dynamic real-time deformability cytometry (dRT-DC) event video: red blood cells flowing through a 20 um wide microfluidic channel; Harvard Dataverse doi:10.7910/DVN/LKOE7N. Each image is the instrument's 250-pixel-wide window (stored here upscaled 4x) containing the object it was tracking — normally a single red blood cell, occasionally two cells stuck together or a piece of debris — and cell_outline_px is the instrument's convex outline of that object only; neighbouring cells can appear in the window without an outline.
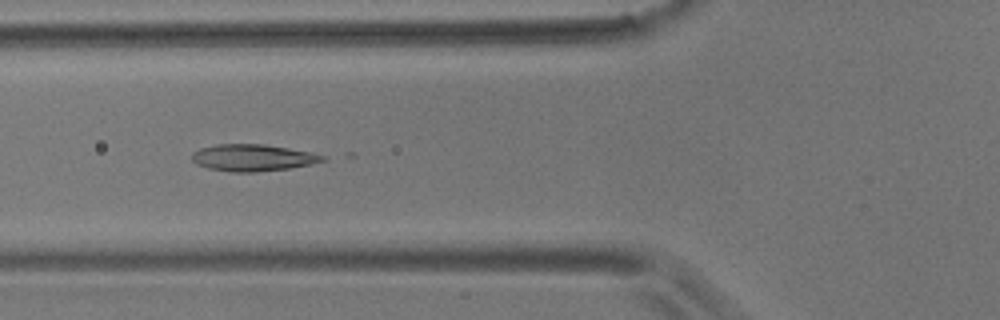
{"species": "common noctule bat (a hibernating species)", "species_latin": "Nyctalus noctula", "temperature_condition": "room temperature", "stored_images_in_passage": 55, "camera_frame_rate_fps": 3000, "um_per_image_px": 0.085, "animal": {"sex": "male", "body_mass_g": 17.9}, "frame": {"image": 1, "passage_image": 20, "time_ms": 6.333, "image_size_px": [1000, 320], "cell_outline_px": [[328, 160], [288, 168], [256, 172], [232, 172], [208, 168], [196, 164], [192, 160], [192, 152], [200, 148], [216, 144], [264, 144], [288, 148], [308, 152], [324, 156]], "centroid_in_image_um": [21.43, 13.4], "position_along_channel_um": 104.4, "area_um2": 20.23}}
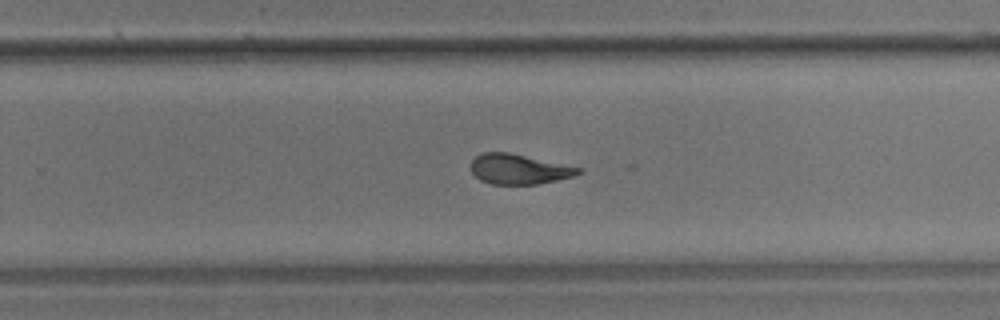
{"frame": {"image": 2, "passage_image": 35, "time_ms": 11.333, "image_size_px": [1000, 320], "cell_outline_px": [[580, 172], [572, 176], [540, 184], [492, 184], [480, 180], [472, 172], [472, 160], [480, 152], [508, 152], [580, 168]], "centroid_in_image_um": [44.05, 14.38], "position_along_channel_um": 285.8, "area_um2": 18.44}}
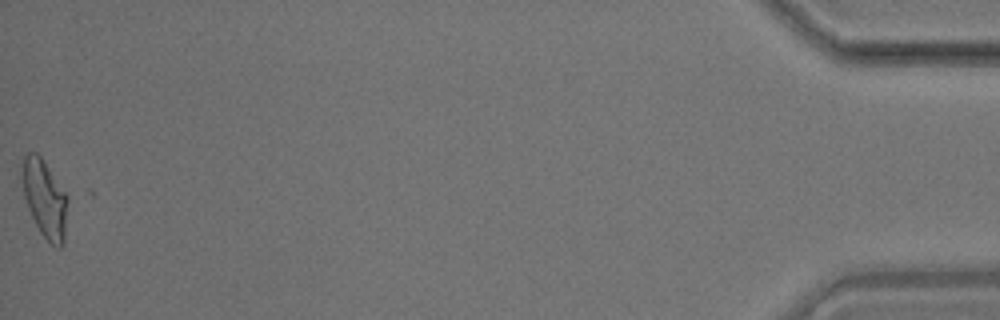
{"frame": {"image": 3, "passage_image": 55, "time_ms": 18.0, "image_size_px": [1000, 320], "cell_outline_px": [[68, 200], [64, 244], [60, 248], [56, 248], [40, 232], [28, 208], [24, 196], [20, 176], [20, 172], [24, 156], [28, 152], [36, 152], [40, 156], [68, 196]], "centroid_in_image_um": [3.79, 16.88], "position_along_channel_um": 431.4, "area_um2": 20.69}, "authors_computed_cell_mechanics": {"area_um2": 20.1722, "velocity_mm_per_s": 3.6286, "shape_relaxation_time_tau1_ms": 3.492, "shape_relaxation_time_tau2_ms": 1.5992, "deformation_change_tau1": 0.1884, "deformation_change_tau2": 0.0746}}